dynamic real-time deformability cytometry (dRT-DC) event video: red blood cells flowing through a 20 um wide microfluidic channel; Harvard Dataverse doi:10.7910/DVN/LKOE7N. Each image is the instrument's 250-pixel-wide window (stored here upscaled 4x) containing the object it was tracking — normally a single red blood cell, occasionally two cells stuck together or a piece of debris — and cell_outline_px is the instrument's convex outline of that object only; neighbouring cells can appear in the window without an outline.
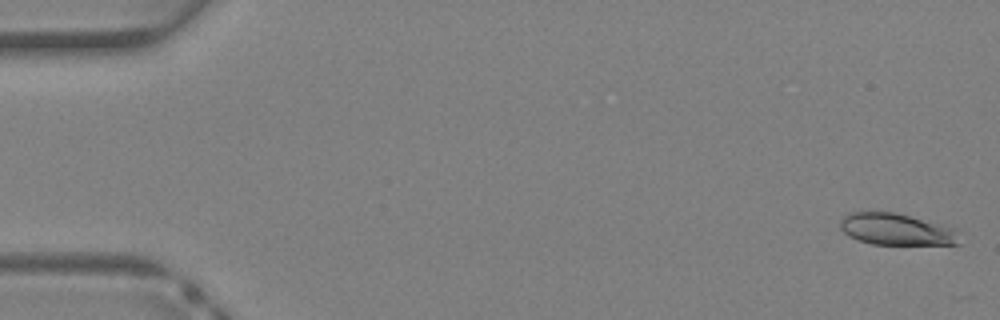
{"species": "Egyptian fruit bat (a non-hibernating species)", "species_latin": "Rousettus aegyptiacus", "temperature_condition": "warm", "stored_images_in_passage": 38, "camera_frame_rate_fps": 3000, "um_per_image_px": 0.085, "animal": {"sex": "female"}, "frame": {"image": 1, "passage_image": 1, "time_ms": 0.0, "image_size_px": [1000, 320], "cell_outline_px": [[960, 244], [872, 244], [860, 240], [844, 232], [840, 228], [840, 220], [848, 212], [892, 212], [956, 228]], "centroid_in_image_um": [76.19, 19.49], "position_along_channel_um": 8.8, "area_um2": 21.62}}
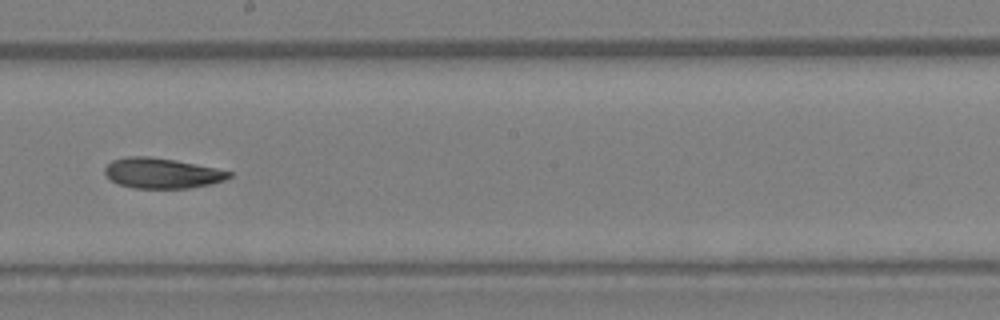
{"frame": {"image": 2, "passage_image": 22, "time_ms": 7.0, "image_size_px": [1000, 320], "cell_outline_px": [[232, 176], [224, 180], [212, 184], [188, 188], [132, 188], [116, 184], [104, 172], [104, 168], [112, 160], [124, 156], [148, 156], [172, 160], [216, 168], [232, 172]], "centroid_in_image_um": [13.74, 14.72], "position_along_channel_um": 234.5, "area_um2": 21.91}}
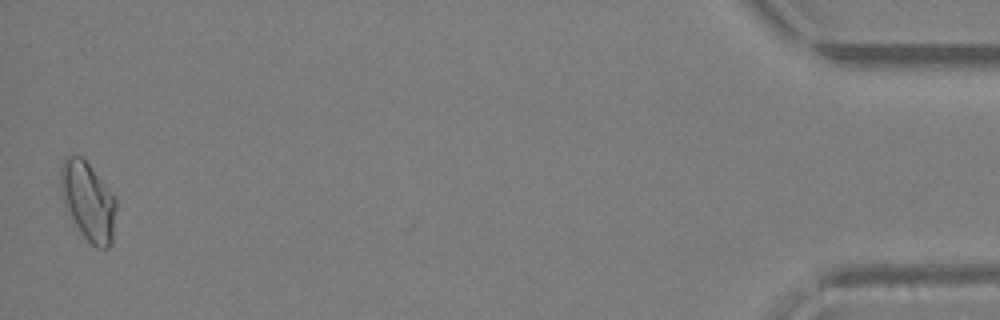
{"frame": {"image": 3, "passage_image": 38, "time_ms": 12.333, "image_size_px": [1000, 320], "cell_outline_px": [[116, 208], [112, 244], [108, 248], [96, 248], [84, 236], [68, 212], [64, 204], [60, 192], [60, 164], [68, 156], [80, 156], [88, 164], [116, 196]], "centroid_in_image_um": [7.5, 17.1], "position_along_channel_um": 427.7, "area_um2": 25.32}}